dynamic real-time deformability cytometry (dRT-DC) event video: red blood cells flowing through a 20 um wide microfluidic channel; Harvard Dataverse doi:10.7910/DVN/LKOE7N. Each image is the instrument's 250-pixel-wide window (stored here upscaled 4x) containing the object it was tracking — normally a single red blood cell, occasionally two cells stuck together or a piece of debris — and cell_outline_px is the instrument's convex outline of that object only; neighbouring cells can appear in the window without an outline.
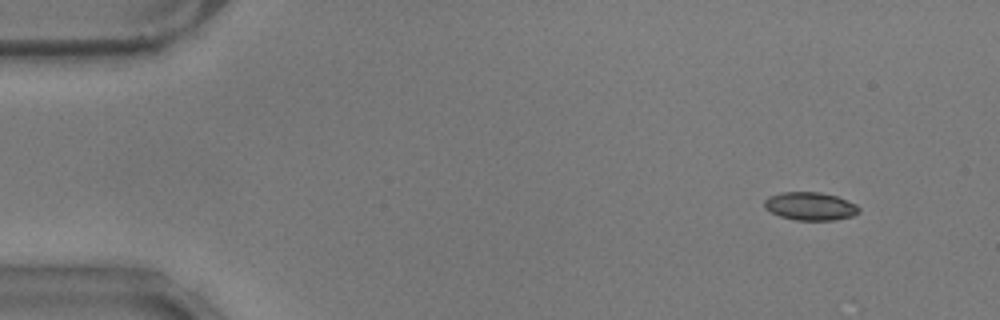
{"species": "common noctule bat (a hibernating species)", "species_latin": "Nyctalus noctula", "temperature_condition": "warm", "stored_images_in_passage": 36, "camera_frame_rate_fps": 3000, "um_per_image_px": 0.085, "animal": {"sex": "male", "body_mass_g": 17.9}, "frame": {"image": 1, "passage_image": 6, "time_ms": 1.667, "image_size_px": [1000, 320], "cell_outline_px": [[860, 212], [852, 216], [836, 220], [796, 220], [780, 216], [764, 208], [764, 200], [768, 196], [780, 192], [820, 192], [836, 196], [856, 204], [860, 208]], "centroid_in_image_um": [68.87, 17.52], "position_along_channel_um": 16.1, "area_um2": 15.55}}